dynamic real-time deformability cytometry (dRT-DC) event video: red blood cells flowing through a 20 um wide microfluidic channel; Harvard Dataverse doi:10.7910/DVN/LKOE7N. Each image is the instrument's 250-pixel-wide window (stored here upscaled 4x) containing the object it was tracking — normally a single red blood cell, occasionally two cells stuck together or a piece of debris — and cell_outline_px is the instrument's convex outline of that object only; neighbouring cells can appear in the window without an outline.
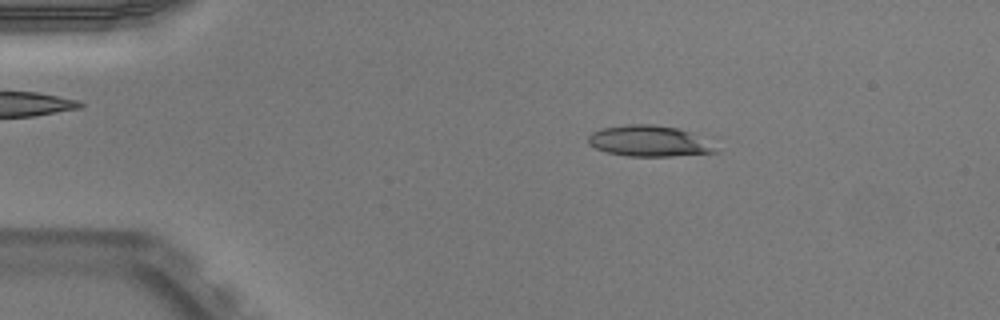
{"species": "Egyptian fruit bat (a non-hibernating species)", "species_latin": "Rousettus aegyptiacus", "temperature_condition": "warm", "stored_images_in_passage": 51, "camera_frame_rate_fps": 3000, "um_per_image_px": 0.085, "animal": {"sex": "male"}, "frame": {"image": 1, "passage_image": 10, "time_ms": 3.0, "image_size_px": [1000, 320], "cell_outline_px": [[720, 152], [672, 156], [628, 156], [604, 152], [588, 144], [588, 136], [592, 132], [604, 128], [628, 124], [652, 124], [680, 128], [688, 132], [716, 148]], "centroid_in_image_um": [55.1, 11.99], "position_along_channel_um": 29.9, "area_um2": 22.66}}
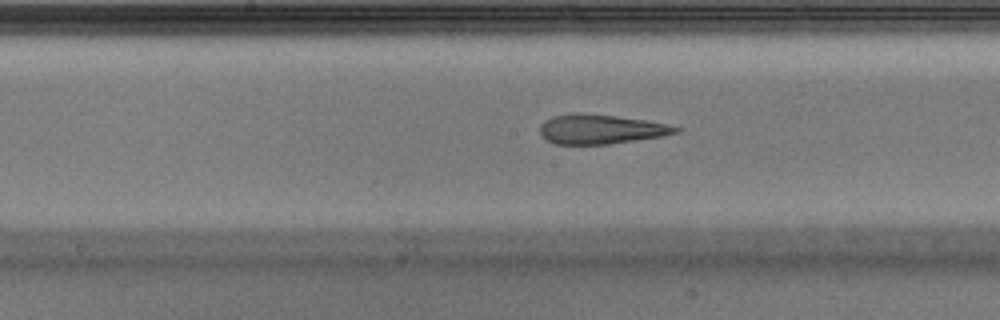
{"frame": {"image": 2, "passage_image": 27, "time_ms": 8.667, "image_size_px": [1000, 320], "cell_outline_px": [[680, 132], [660, 136], [608, 144], [556, 144], [548, 140], [540, 132], [540, 124], [544, 120], [552, 116], [572, 112], [584, 112], [648, 120], [668, 124], [680, 128]], "centroid_in_image_um": [51.04, 10.95], "position_along_channel_um": 197.2, "area_um2": 23.41}}
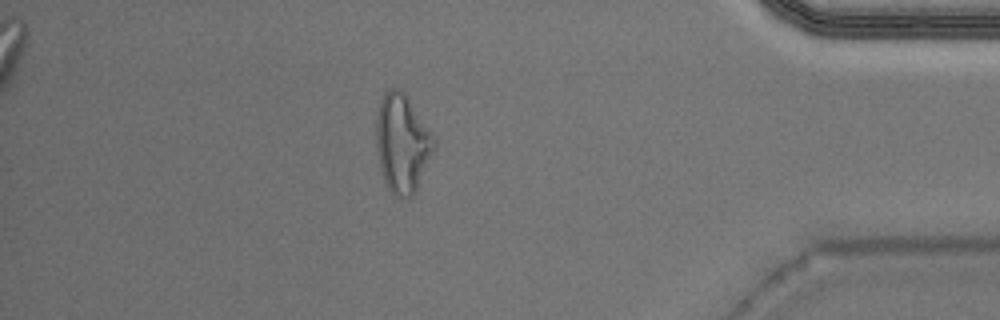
{"frame": {"image": 3, "passage_image": 45, "time_ms": 14.667, "image_size_px": [1000, 320], "cell_outline_px": [[436, 148], [416, 192], [408, 200], [396, 196], [388, 188], [384, 180], [380, 168], [376, 144], [376, 116], [380, 100], [384, 92], [388, 88], [400, 88], [404, 92], [436, 140]], "centroid_in_image_um": [34.19, 12.2], "position_along_channel_um": 401.0, "area_um2": 33.47}, "authors_computed_cell_mechanics": {"area_um2": 24.1604, "velocity_mm_per_s": 3.9886, "shape_relaxation_time_tau1_ms": null, "shape_relaxation_time_tau2_ms": 2.1929, "deformation_change_tau1": null, "deformation_change_tau2": 0.1346}}